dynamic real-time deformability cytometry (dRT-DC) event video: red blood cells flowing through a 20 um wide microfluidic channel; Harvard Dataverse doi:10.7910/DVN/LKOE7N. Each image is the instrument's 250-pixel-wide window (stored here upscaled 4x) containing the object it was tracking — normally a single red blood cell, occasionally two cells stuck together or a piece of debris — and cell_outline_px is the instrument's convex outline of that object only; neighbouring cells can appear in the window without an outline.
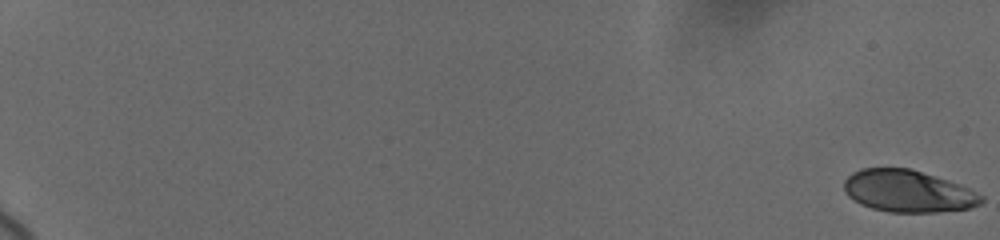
{"species": "human", "species_latin": "Homo sapiens", "temperature_condition": "cold", "stored_images_in_passage": 33, "camera_frame_rate_fps": 3000, "um_per_image_px": 0.085, "donor": {"sex": "female"}, "frame": {"image": 1, "passage_image": 1, "time_ms": 0.0, "image_size_px": [1000, 240], "cell_outline_px": [[984, 200], [980, 204], [968, 208], [936, 212], [888, 212], [872, 208], [860, 204], [848, 196], [844, 192], [844, 180], [852, 172], [860, 168], [908, 168], [948, 180], [960, 184], [984, 196]], "centroid_in_image_um": [77.15, 16.25], "position_along_channel_um": 7.8, "area_um2": 33.58}}
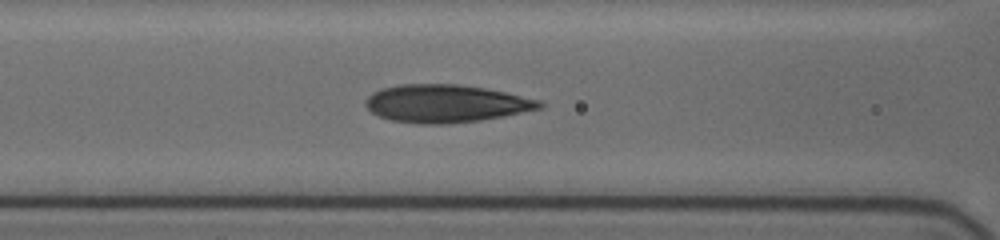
{"frame": {"image": 2, "passage_image": 14, "time_ms": 9.667, "image_size_px": [1000, 240], "cell_outline_px": [[544, 108], [504, 116], [480, 120], [448, 124], [416, 124], [392, 120], [380, 116], [372, 112], [364, 104], [364, 100], [372, 92], [384, 88], [400, 84], [456, 84], [484, 88], [504, 92], [540, 100], [544, 104]], "centroid_in_image_um": [37.9, 8.81], "position_along_channel_um": 128.7, "area_um2": 38.32}}
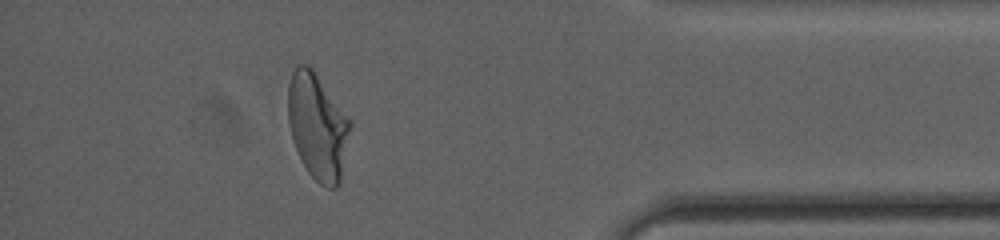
{"frame": {"image": 3, "passage_image": 29, "time_ms": 18.0, "image_size_px": [1000, 240], "cell_outline_px": [[352, 124], [340, 184], [336, 188], [328, 188], [320, 184], [308, 172], [296, 148], [292, 136], [288, 120], [288, 84], [292, 72], [296, 64], [308, 64], [312, 68], [348, 116]], "centroid_in_image_um": [27.01, 10.74], "position_along_channel_um": 408.2, "area_um2": 38.38}, "authors_computed_cell_mechanics": {"area_um2": 36.0672, "velocity_mm_per_s": 3.6761, "shape_relaxation_time_tau1_ms": 4.3258, "shape_relaxation_time_tau2_ms": 1.0155, "deformation_change_tau1": 0.2012, "deformation_change_tau2": 0.0792}}